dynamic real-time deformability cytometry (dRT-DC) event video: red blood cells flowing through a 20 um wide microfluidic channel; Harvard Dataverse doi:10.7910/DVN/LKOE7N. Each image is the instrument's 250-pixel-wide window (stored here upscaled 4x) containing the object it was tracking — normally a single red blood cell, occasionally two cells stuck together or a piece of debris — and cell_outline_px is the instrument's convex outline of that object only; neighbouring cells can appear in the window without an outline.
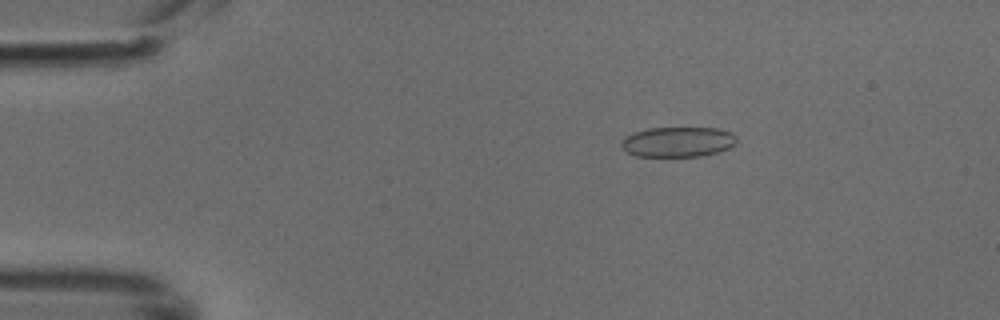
{"species": "common noctule bat (a hibernating species)", "species_latin": "Nyctalus noctula", "temperature_condition": "cold", "stored_images_in_passage": 49, "camera_frame_rate_fps": 3000, "um_per_image_px": 0.085, "animal": {"sex": "male", "body_mass_g": 18.8}, "frame": {"image": 1, "passage_image": 8, "time_ms": 2.333, "image_size_px": [1000, 320], "cell_outline_px": [[736, 144], [720, 152], [700, 156], [636, 156], [628, 152], [620, 144], [624, 136], [632, 132], [648, 128], [720, 128], [732, 132], [736, 136]], "centroid_in_image_um": [57.63, 12.05], "position_along_channel_um": 27.4, "area_um2": 20.4}}
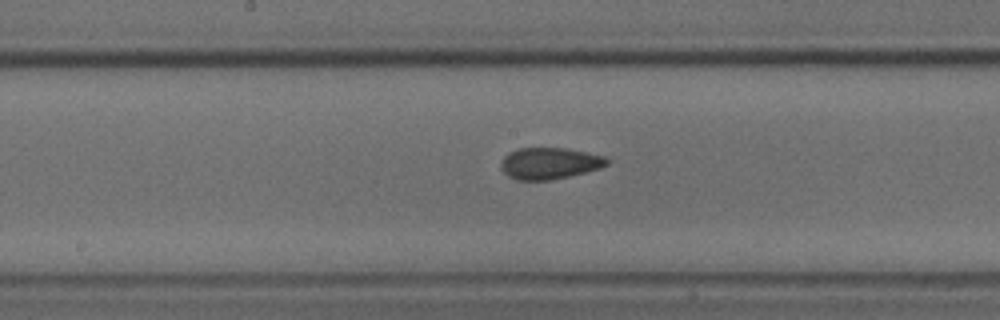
{"frame": {"image": 2, "passage_image": 25, "time_ms": 8.0, "image_size_px": [1000, 320], "cell_outline_px": [[608, 164], [600, 168], [552, 180], [516, 180], [508, 176], [500, 168], [500, 164], [504, 156], [508, 152], [520, 148], [564, 148], [604, 156], [608, 160]], "centroid_in_image_um": [46.66, 13.88], "position_along_channel_um": 201.5, "area_um2": 19.36}}
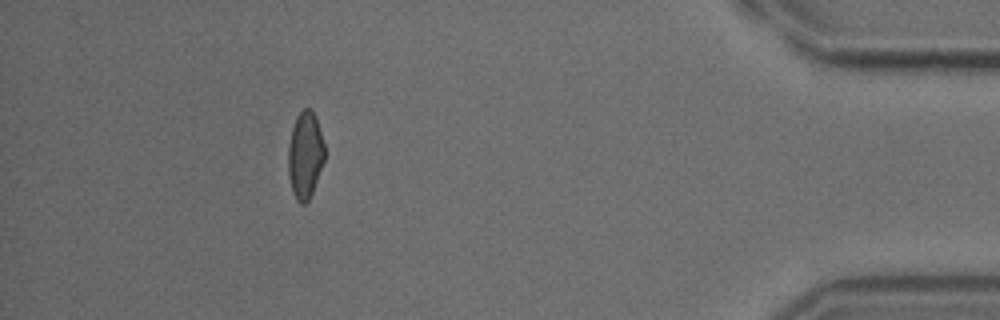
{"frame": {"image": 3, "passage_image": 44, "time_ms": 14.333, "image_size_px": [1000, 320], "cell_outline_px": [[324, 160], [312, 192], [308, 200], [304, 204], [300, 204], [296, 200], [292, 192], [288, 172], [288, 144], [292, 128], [296, 116], [304, 108], [312, 108], [324, 144]], "centroid_in_image_um": [25.91, 13.18], "position_along_channel_um": 409.3, "area_um2": 18.32}}